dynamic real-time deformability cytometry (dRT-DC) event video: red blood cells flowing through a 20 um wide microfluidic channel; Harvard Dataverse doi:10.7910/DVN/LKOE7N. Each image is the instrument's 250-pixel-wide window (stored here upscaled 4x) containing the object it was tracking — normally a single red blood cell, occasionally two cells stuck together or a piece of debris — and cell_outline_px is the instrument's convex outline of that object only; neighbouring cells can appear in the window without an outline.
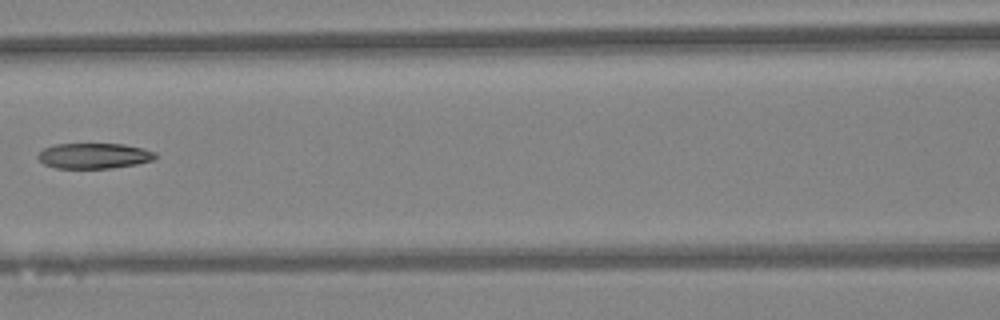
{"species": "Egyptian fruit bat (a non-hibernating species)", "species_latin": "Rousettus aegyptiacus", "temperature_condition": "warm", "stored_images_in_passage": 3, "camera_frame_rate_fps": 3000, "um_per_image_px": 0.085, "animal": {"sex": "female"}, "frame": {"image": 1, "passage_image": 3, "time_ms": 0.667, "image_size_px": [1000, 320], "cell_outline_px": [[156, 160], [136, 164], [112, 168], [56, 168], [44, 164], [36, 156], [44, 148], [56, 144], [124, 144], [144, 148], [156, 152]], "centroid_in_image_um": [8.03, 13.24], "position_along_channel_um": 158.6, "area_um2": 17.51}}